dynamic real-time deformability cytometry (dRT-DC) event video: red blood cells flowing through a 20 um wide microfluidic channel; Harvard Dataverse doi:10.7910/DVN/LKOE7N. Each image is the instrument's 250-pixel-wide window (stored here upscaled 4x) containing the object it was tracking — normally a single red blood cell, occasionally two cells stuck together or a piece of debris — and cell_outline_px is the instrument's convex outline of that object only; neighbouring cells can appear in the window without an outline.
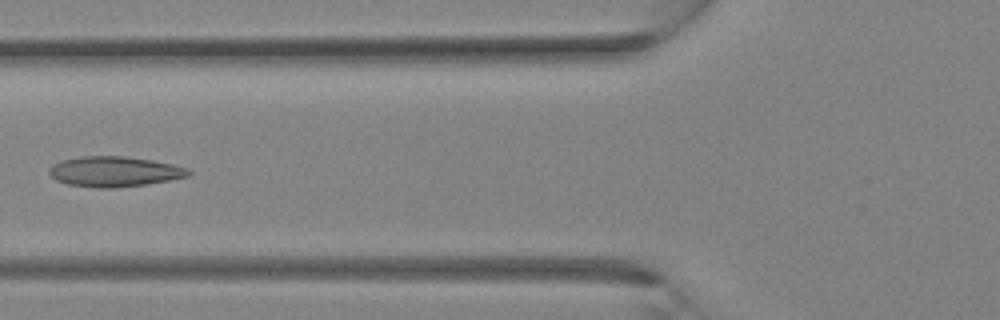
{"species": "Egyptian fruit bat (a non-hibernating species)", "species_latin": "Rousettus aegyptiacus", "temperature_condition": "room temperature", "stored_images_in_passage": 27, "camera_frame_rate_fps": 3000, "um_per_image_px": 0.085, "animal": {"sex": "female"}, "frame": {"image": 1, "passage_image": 6, "time_ms": 1.667, "image_size_px": [1000, 320], "cell_outline_px": [[192, 172], [188, 176], [168, 180], [144, 184], [116, 188], [96, 188], [68, 184], [56, 180], [48, 172], [48, 168], [52, 164], [64, 160], [80, 156], [124, 156], [152, 160], [172, 164], [188, 168]], "centroid_in_image_um": [9.7, 14.58], "position_along_channel_um": 116.1, "area_um2": 24.51}}
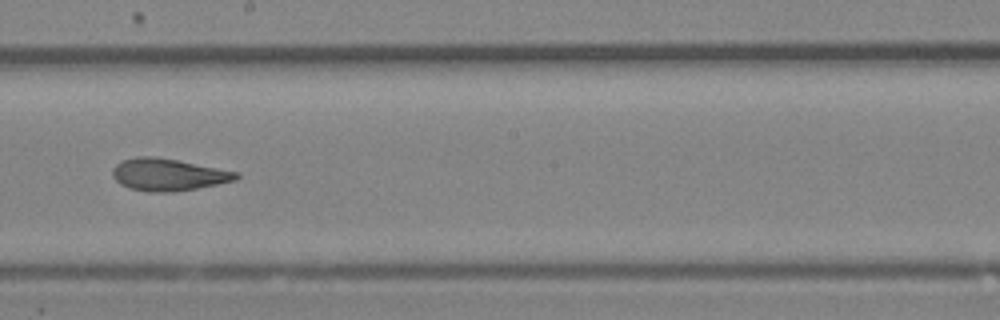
{"frame": {"image": 2, "passage_image": 12, "time_ms": 3.667, "image_size_px": [1000, 320], "cell_outline_px": [[240, 176], [236, 180], [196, 188], [172, 192], [148, 192], [128, 188], [120, 184], [112, 176], [112, 168], [120, 160], [136, 156], [156, 156], [240, 172]], "centroid_in_image_um": [14.26, 14.83], "position_along_channel_um": 233.9, "area_um2": 23.35}}
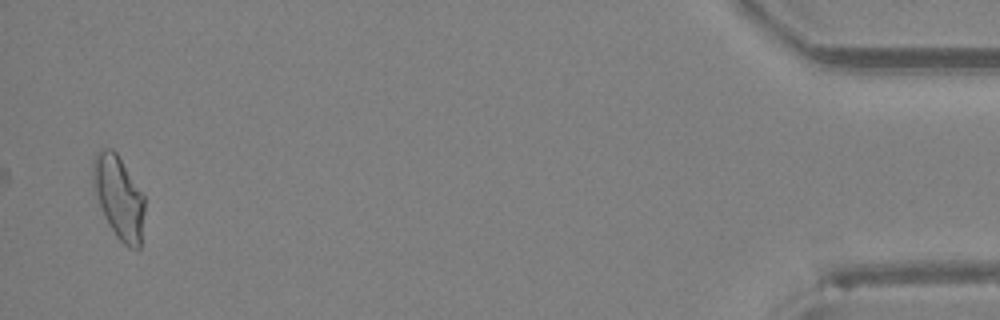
{"frame": {"image": 3, "passage_image": 26, "time_ms": 8.333, "image_size_px": [1000, 320], "cell_outline_px": [[144, 212], [140, 248], [128, 248], [116, 236], [108, 224], [104, 216], [92, 180], [92, 160], [96, 152], [104, 148], [112, 148], [116, 152], [144, 192]], "centroid_in_image_um": [10.11, 16.73], "position_along_channel_um": 425.1, "area_um2": 25.09}}